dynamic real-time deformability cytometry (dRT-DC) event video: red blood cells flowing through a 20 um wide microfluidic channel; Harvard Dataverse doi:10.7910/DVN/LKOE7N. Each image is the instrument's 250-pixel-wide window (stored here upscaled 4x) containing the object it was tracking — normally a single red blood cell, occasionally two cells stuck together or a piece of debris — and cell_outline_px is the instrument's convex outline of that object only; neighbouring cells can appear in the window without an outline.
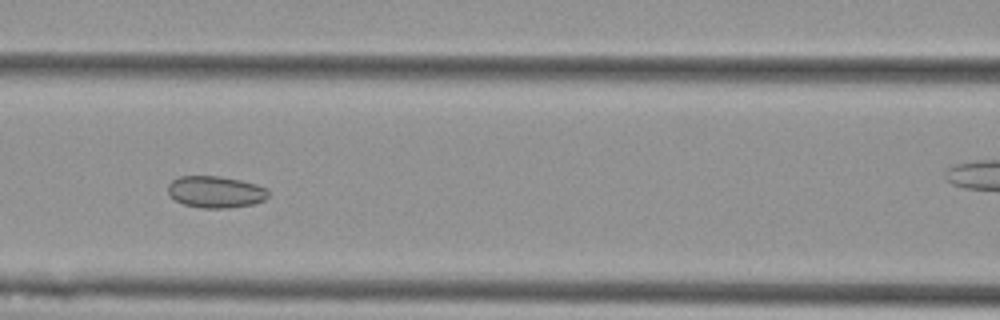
{"species": "Egyptian fruit bat (a non-hibernating species)", "species_latin": "Rousettus aegyptiacus", "temperature_condition": "cold", "stored_images_in_passage": 8, "camera_frame_rate_fps": 3000, "um_per_image_px": 0.085, "animal": {"sex": "female"}, "frame": {"image": 1, "passage_image": 6, "time_ms": 1.667, "image_size_px": [1000, 320], "cell_outline_px": [[268, 196], [264, 200], [256, 204], [224, 208], [200, 208], [184, 204], [176, 200], [168, 192], [168, 184], [172, 180], [180, 176], [220, 176], [240, 180], [256, 184], [268, 188]], "centroid_in_image_um": [18.35, 16.31], "position_along_channel_um": 148.3, "area_um2": 18.61}}
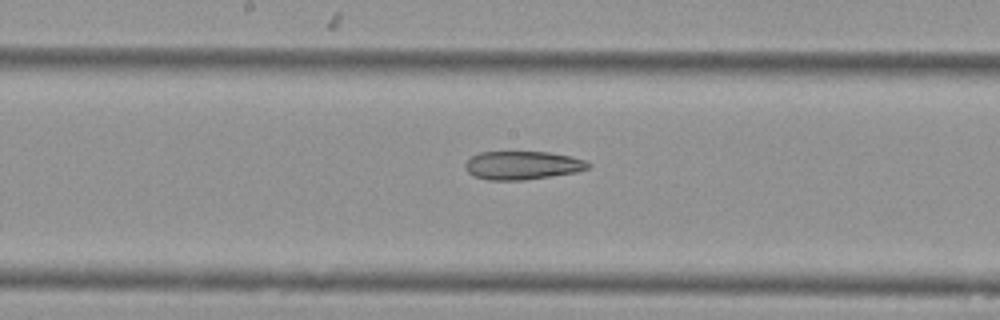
{"frame": {"image": 2, "passage_image": 8, "time_ms": 2.333, "image_size_px": [1000, 320], "cell_outline_px": [[592, 164], [588, 168], [576, 172], [524, 180], [488, 180], [472, 176], [464, 168], [464, 164], [472, 156], [480, 152], [548, 152], [572, 156], [584, 160]], "centroid_in_image_um": [44.39, 14.05], "position_along_channel_um": 203.8, "area_um2": 20.4}}